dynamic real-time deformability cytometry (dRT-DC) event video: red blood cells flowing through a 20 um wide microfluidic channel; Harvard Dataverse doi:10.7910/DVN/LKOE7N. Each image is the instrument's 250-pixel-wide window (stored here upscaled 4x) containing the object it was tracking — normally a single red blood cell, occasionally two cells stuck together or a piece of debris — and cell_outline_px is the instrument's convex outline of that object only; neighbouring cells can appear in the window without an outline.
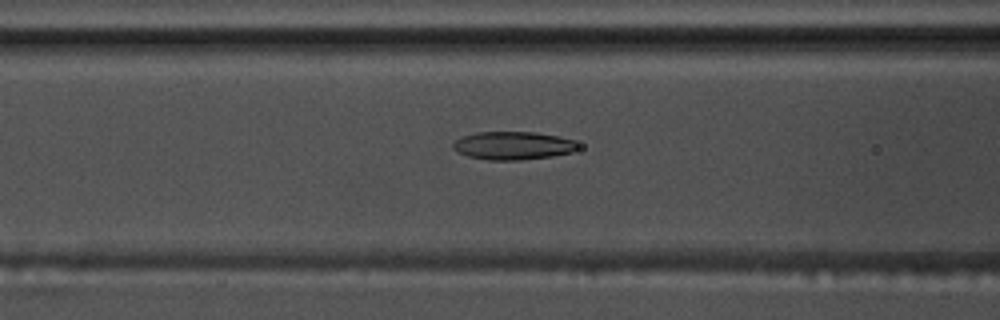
{"species": "common noctule bat (a hibernating species)", "species_latin": "Nyctalus noctula", "temperature_condition": "warm", "stored_images_in_passage": 56, "camera_frame_rate_fps": 3000, "um_per_image_px": 0.085, "animal": {"sex": "male", "body_mass_g": 17.5, "forearm_length_mm": 52.3}, "frame": {"image": 1, "passage_image": 23, "time_ms": 7.333, "image_size_px": [1000, 320], "cell_outline_px": [[580, 148], [572, 152], [552, 156], [520, 160], [488, 160], [468, 156], [456, 152], [452, 148], [452, 144], [456, 140], [464, 136], [476, 132], [536, 132], [560, 136], [572, 140]], "centroid_in_image_um": [43.6, 12.38], "position_along_channel_um": 123.0, "area_um2": 20.52}}
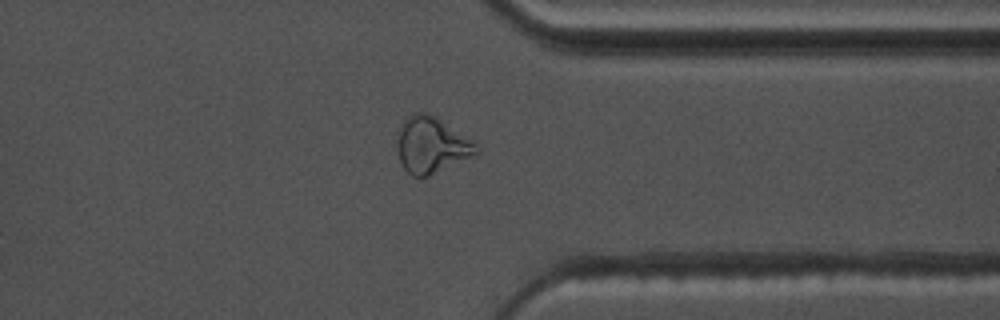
{"frame": {"image": 2, "passage_image": 44, "time_ms": 14.333, "image_size_px": [1000, 320], "cell_outline_px": [[480, 152], [476, 156], [420, 180], [412, 176], [400, 164], [400, 124], [408, 116], [416, 112], [424, 112], [440, 120], [476, 140], [480, 148]], "centroid_in_image_um": [36.78, 12.38], "position_along_channel_um": 374.6, "area_um2": 26.07}}
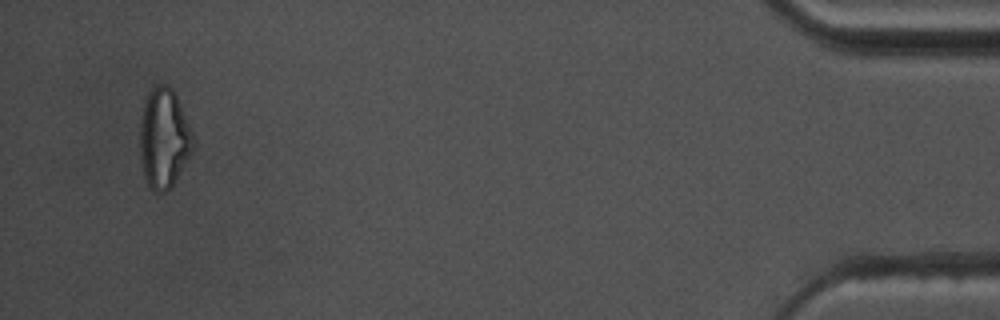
{"frame": {"image": 3, "passage_image": 54, "time_ms": 17.667, "image_size_px": [1000, 320], "cell_outline_px": [[196, 140], [192, 152], [172, 188], [164, 192], [152, 192], [144, 176], [140, 160], [140, 124], [144, 100], [148, 92], [152, 88], [160, 84], [164, 84], [172, 88], [176, 96]], "centroid_in_image_um": [13.93, 11.79], "position_along_channel_um": 421.3, "area_um2": 31.21}, "authors_computed_cell_mechanics": {"area_um2": 21.7328, "velocity_mm_per_s": 3.6469, "shape_relaxation_time_tau1_ms": null, "shape_relaxation_time_tau2_ms": 4.078, "deformation_change_tau1": null, "deformation_change_tau2": 0.1246}}